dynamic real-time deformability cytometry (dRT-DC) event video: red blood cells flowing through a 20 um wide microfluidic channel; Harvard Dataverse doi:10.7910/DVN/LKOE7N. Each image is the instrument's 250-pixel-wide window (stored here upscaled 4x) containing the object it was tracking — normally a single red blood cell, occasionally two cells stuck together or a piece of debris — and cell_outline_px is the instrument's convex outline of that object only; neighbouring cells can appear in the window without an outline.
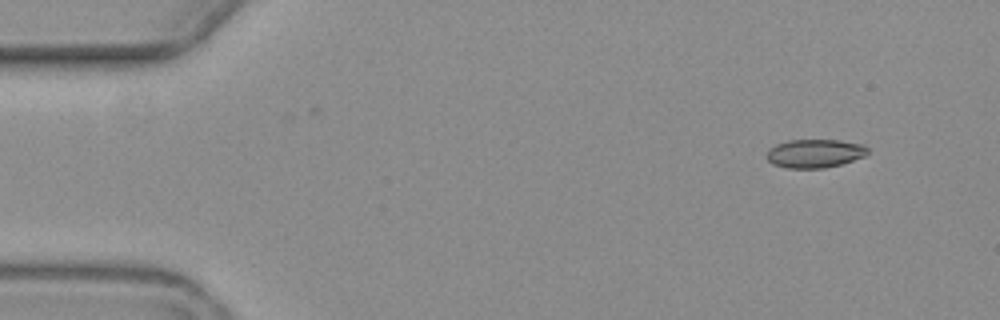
{"species": "common noctule bat (a hibernating species)", "species_latin": "Nyctalus noctula", "temperature_condition": "warm", "stored_images_in_passage": 9, "camera_frame_rate_fps": 3000, "um_per_image_px": 0.085, "animal": {"sex": "female", "body_mass_g": 19.3, "forearm_length_mm": 54.1}, "frame": {"image": 1, "passage_image": 1, "time_ms": 0.0, "image_size_px": [1000, 320], "cell_outline_px": [[868, 152], [864, 156], [840, 164], [824, 168], [788, 168], [772, 164], [764, 156], [768, 148], [776, 144], [788, 140], [840, 140], [864, 144], [868, 148]], "centroid_in_image_um": [69.21, 13.03], "position_along_channel_um": 15.8, "area_um2": 16.94}}
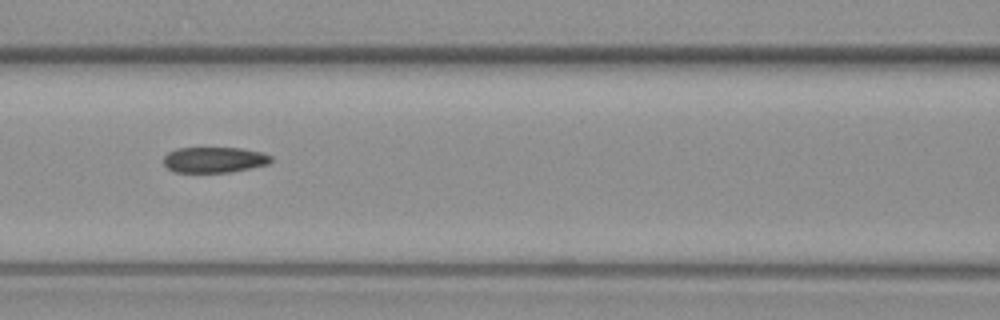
{"frame": {"image": 2, "passage_image": 6, "time_ms": 6.667, "image_size_px": [1000, 320], "cell_outline_px": [[272, 160], [268, 164], [232, 172], [176, 172], [168, 168], [164, 164], [164, 156], [168, 152], [176, 148], [240, 148], [260, 152], [272, 156]], "centroid_in_image_um": [18.21, 13.58], "position_along_channel_um": 148.4, "area_um2": 16.01}}
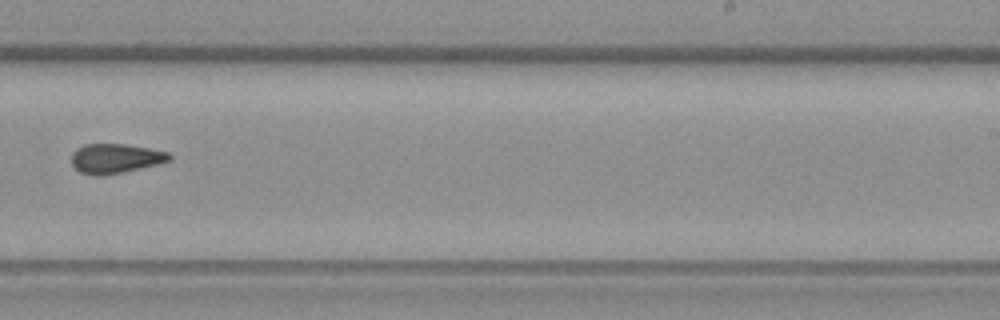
{"frame": {"image": 3, "passage_image": 9, "time_ms": 10.333, "image_size_px": [1000, 320], "cell_outline_px": [[172, 160], [156, 164], [120, 172], [100, 176], [92, 176], [80, 172], [72, 164], [72, 152], [76, 148], [84, 144], [124, 144], [148, 148], [168, 152], [172, 156]], "centroid_in_image_um": [9.78, 13.46], "position_along_channel_um": 279.2, "area_um2": 16.7}}